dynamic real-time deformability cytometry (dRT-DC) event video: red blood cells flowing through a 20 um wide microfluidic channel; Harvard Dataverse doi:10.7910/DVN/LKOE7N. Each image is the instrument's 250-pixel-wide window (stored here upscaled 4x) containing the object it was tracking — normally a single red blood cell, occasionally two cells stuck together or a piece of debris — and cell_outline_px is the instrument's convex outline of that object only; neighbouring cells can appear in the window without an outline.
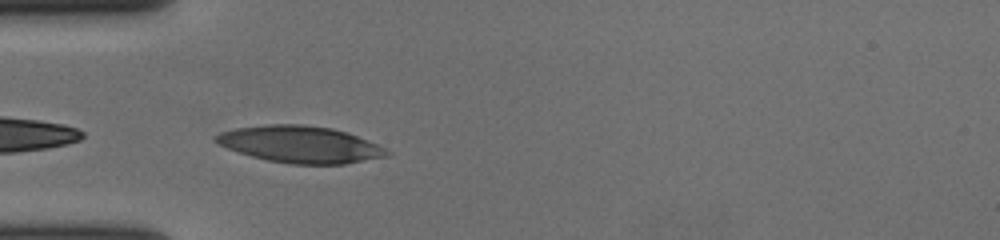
{"species": "human", "species_latin": "Homo sapiens", "temperature_condition": "cold", "stored_images_in_passage": 8, "camera_frame_rate_fps": 3000, "um_per_image_px": 0.085, "donor": {"sex": "female"}, "frame": {"image": 1, "passage_image": 1, "time_ms": 0.0, "image_size_px": [1000, 240], "cell_outline_px": [[392, 152], [388, 156], [344, 164], [292, 164], [268, 160], [252, 156], [216, 144], [212, 140], [212, 136], [220, 132], [236, 128], [264, 124], [304, 124], [332, 128], [348, 132], [376, 144]], "centroid_in_image_um": [25.49, 12.26], "position_along_channel_um": 59.5, "area_um2": 36.76}}
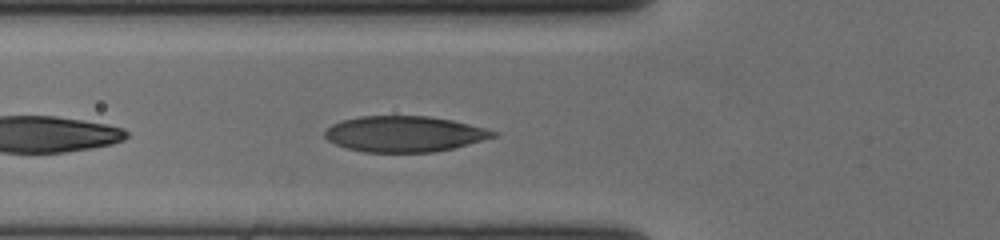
{"frame": {"image": 2, "passage_image": 4, "time_ms": 1.0, "image_size_px": [1000, 240], "cell_outline_px": [[500, 132], [496, 136], [468, 144], [452, 148], [432, 152], [364, 152], [348, 148], [336, 144], [328, 140], [324, 136], [324, 128], [340, 120], [360, 116], [428, 116], [452, 120]], "centroid_in_image_um": [34.33, 11.38], "position_along_channel_um": 91.5, "area_um2": 35.08}}
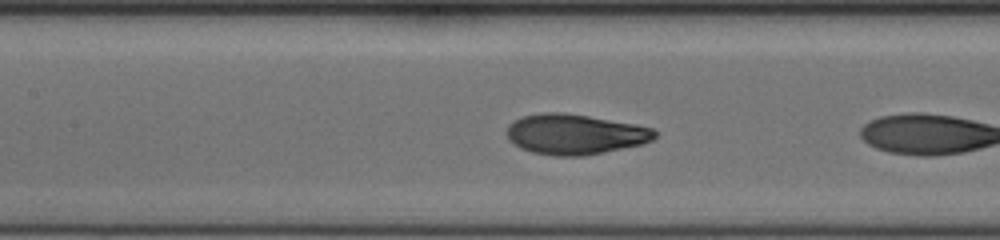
{"frame": {"image": 3, "passage_image": 7, "time_ms": 2.0, "image_size_px": [1000, 240], "cell_outline_px": [[656, 136], [652, 140], [640, 144], [584, 156], [556, 156], [532, 152], [520, 148], [512, 144], [508, 140], [504, 132], [508, 124], [524, 116], [540, 112], [564, 112], [636, 124], [652, 128], [656, 132]], "centroid_in_image_um": [48.8, 11.41], "position_along_channel_um": 158.6, "area_um2": 34.85}}